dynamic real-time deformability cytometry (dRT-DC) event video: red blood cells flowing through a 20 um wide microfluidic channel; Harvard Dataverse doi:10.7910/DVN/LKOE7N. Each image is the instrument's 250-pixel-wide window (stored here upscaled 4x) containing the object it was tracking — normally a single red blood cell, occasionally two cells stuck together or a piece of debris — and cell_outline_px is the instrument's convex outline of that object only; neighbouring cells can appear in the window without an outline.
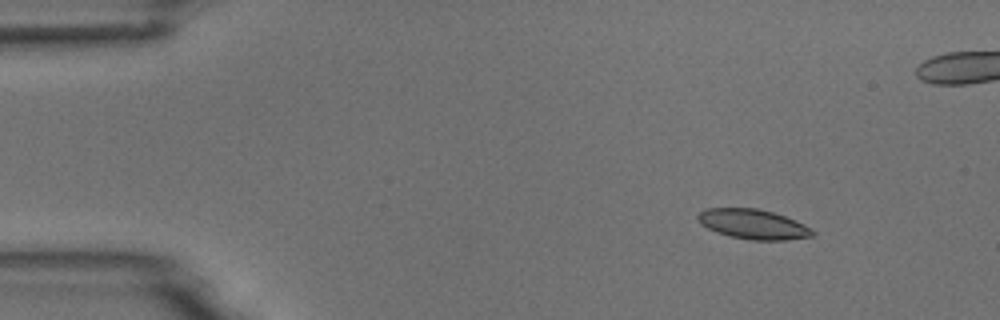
{"species": "common noctule bat (a hibernating species)", "species_latin": "Nyctalus noctula", "temperature_condition": "room temperature", "stored_images_in_passage": 9, "camera_frame_rate_fps": 3000, "um_per_image_px": 0.085, "animal": {"sex": "male", "body_mass_g": 18.8}, "frame": {"image": 1, "passage_image": 1, "time_ms": 0.0, "image_size_px": [1000, 320], "cell_outline_px": [[816, 232], [812, 236], [784, 240], [752, 240], [732, 236], [716, 232], [700, 224], [696, 216], [704, 208], [756, 208], [772, 212], [796, 220], [812, 228]], "centroid_in_image_um": [64.01, 19.05], "position_along_channel_um": 21.0, "area_um2": 19.88}}
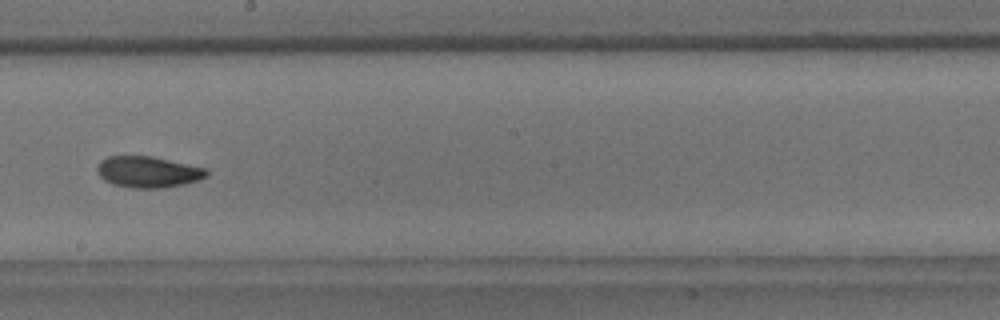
{"frame": {"image": 2, "passage_image": 8, "time_ms": 8.0, "image_size_px": [1000, 320], "cell_outline_px": [[208, 176], [200, 180], [184, 184], [160, 188], [132, 188], [112, 184], [104, 180], [96, 172], [96, 168], [100, 160], [108, 156], [152, 156], [208, 168]], "centroid_in_image_um": [12.59, 14.61], "position_along_channel_um": 235.6, "area_um2": 20.17}}